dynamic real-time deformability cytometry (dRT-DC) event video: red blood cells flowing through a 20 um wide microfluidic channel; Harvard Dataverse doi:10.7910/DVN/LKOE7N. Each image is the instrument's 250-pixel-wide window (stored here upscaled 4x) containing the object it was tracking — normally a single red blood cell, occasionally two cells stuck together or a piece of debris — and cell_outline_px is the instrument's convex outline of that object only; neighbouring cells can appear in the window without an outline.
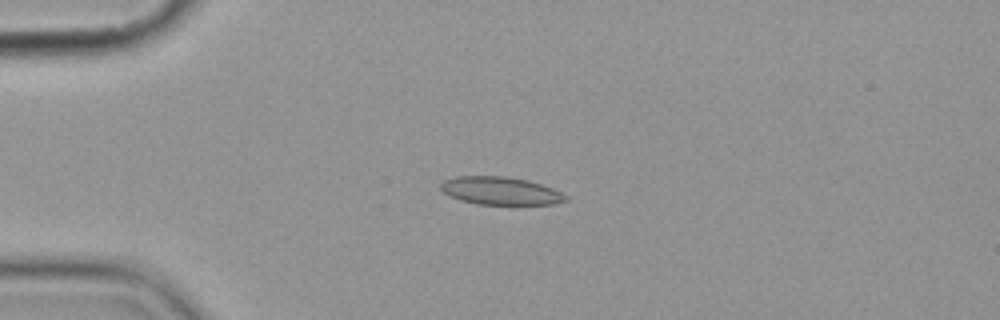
{"species": "common noctule bat (a hibernating species)", "species_latin": "Nyctalus noctula", "temperature_condition": "cold", "stored_images_in_passage": 6, "camera_frame_rate_fps": 3000, "um_per_image_px": 0.085, "animal": {"sex": "female", "body_mass_g": 19.9}, "frame": {"image": 1, "passage_image": 4, "time_ms": 4.333, "image_size_px": [1000, 320], "cell_outline_px": [[568, 200], [552, 204], [512, 208], [476, 204], [460, 200], [448, 196], [440, 192], [440, 184], [444, 180], [456, 176], [504, 176], [528, 180], [552, 188], [568, 196]], "centroid_in_image_um": [42.54, 16.28], "position_along_channel_um": 42.5, "area_um2": 21.5}}
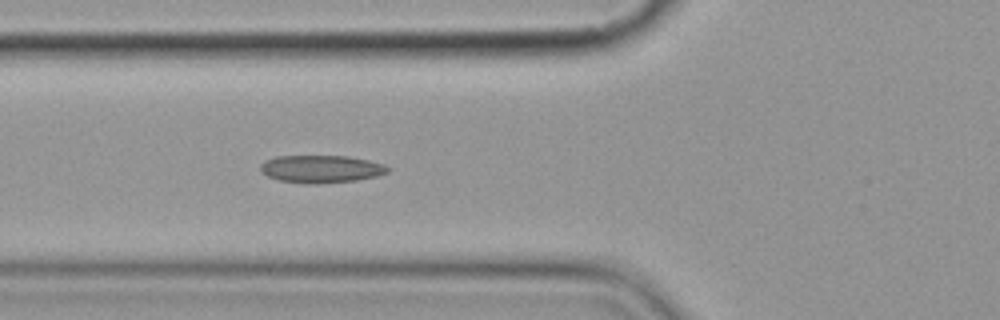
{"frame": {"image": 2, "passage_image": 6, "time_ms": 6.667, "image_size_px": [1000, 320], "cell_outline_px": [[388, 172], [376, 176], [356, 180], [316, 184], [308, 184], [276, 180], [260, 172], [260, 164], [264, 160], [276, 156], [348, 156], [368, 160], [384, 164], [388, 168]], "centroid_in_image_um": [27.24, 14.36], "position_along_channel_um": 98.6, "area_um2": 20.58}}